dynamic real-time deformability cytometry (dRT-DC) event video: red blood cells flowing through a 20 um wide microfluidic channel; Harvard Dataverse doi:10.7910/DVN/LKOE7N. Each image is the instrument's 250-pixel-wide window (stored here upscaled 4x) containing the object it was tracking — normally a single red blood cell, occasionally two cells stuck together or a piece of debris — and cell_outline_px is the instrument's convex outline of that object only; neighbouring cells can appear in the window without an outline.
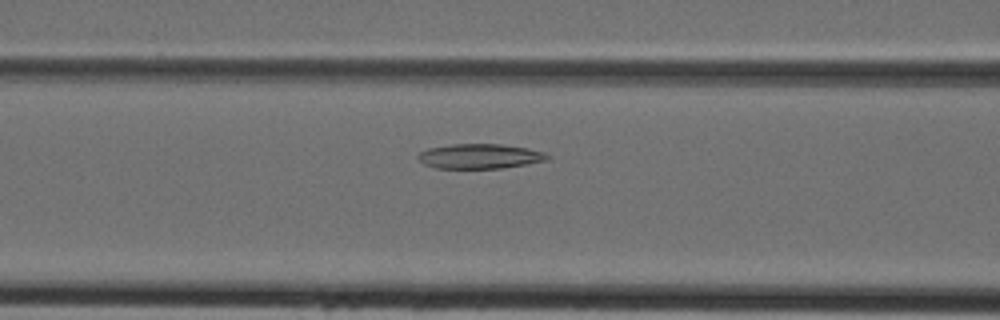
{"species": "Egyptian fruit bat (a non-hibernating species)", "species_latin": "Rousettus aegyptiacus", "temperature_condition": "cold", "stored_images_in_passage": 43, "camera_frame_rate_fps": 3000, "um_per_image_px": 0.085, "animal": {"sex": "female"}, "frame": {"image": 1, "passage_image": 17, "time_ms": 5.333, "image_size_px": [1000, 320], "cell_outline_px": [[552, 156], [548, 160], [528, 164], [500, 168], [436, 168], [424, 164], [416, 156], [420, 152], [428, 148], [452, 144], [500, 144], [528, 148], [544, 152]], "centroid_in_image_um": [40.81, 13.28], "position_along_channel_um": 125.8, "area_um2": 18.73}}
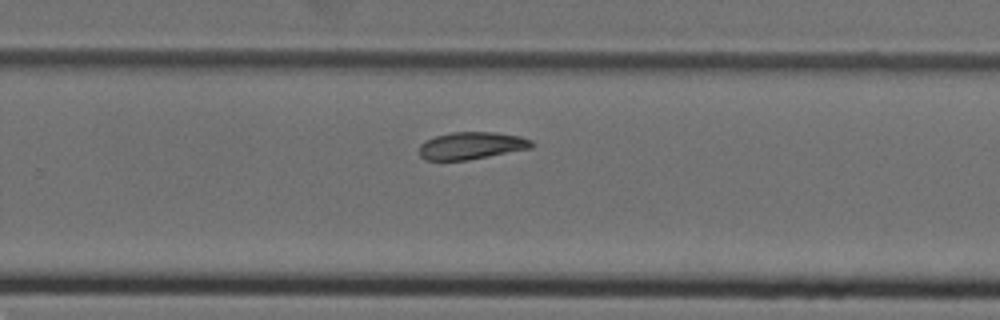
{"frame": {"image": 2, "passage_image": 28, "time_ms": 9.0, "image_size_px": [1000, 320], "cell_outline_px": [[536, 144], [532, 148], [468, 160], [424, 160], [420, 156], [420, 144], [436, 136], [452, 132], [496, 132], [520, 136], [532, 140]], "centroid_in_image_um": [40.12, 12.38], "position_along_channel_um": 289.7, "area_um2": 17.92}}
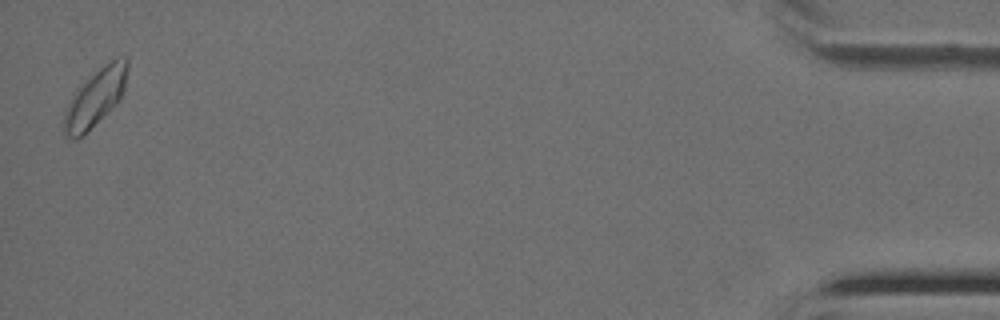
{"frame": {"image": 3, "passage_image": 43, "time_ms": 14.0, "image_size_px": [1000, 320], "cell_outline_px": [[128, 68], [124, 92], [120, 100], [116, 104], [76, 140], [64, 136], [64, 112], [68, 100], [80, 84], [104, 64], [116, 56], [128, 56]], "centroid_in_image_um": [8.12, 8.24], "position_along_channel_um": 427.1, "area_um2": 21.33}}